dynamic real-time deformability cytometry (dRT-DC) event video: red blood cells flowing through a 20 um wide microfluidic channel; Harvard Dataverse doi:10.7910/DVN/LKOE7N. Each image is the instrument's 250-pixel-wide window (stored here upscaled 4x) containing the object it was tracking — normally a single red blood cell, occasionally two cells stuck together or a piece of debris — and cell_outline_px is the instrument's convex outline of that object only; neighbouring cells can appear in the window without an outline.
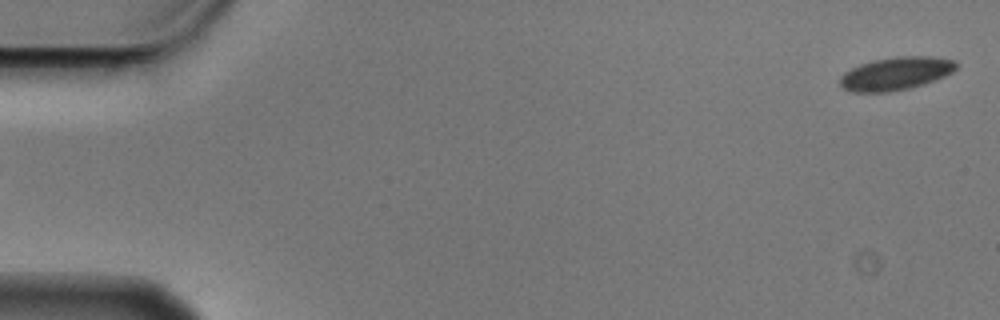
{"species": "Egyptian fruit bat (a non-hibernating species)", "species_latin": "Rousettus aegyptiacus", "temperature_condition": "cold", "stored_images_in_passage": 3, "segment_of_instrument_passage": [2, 2], "camera_frame_rate_fps": 3000, "um_per_image_px": 0.085, "animal": {"sex": "male"}, "frame": {"image": 1, "passage_image": 3, "time_ms": 0.667, "image_size_px": [1000, 320], "cell_outline_px": [[956, 68], [952, 72], [944, 76], [924, 84], [908, 88], [888, 92], [852, 92], [844, 88], [840, 84], [840, 76], [844, 72], [860, 64], [872, 60], [896, 56], [932, 56], [956, 60]], "centroid_in_image_um": [76.14, 6.24], "position_along_channel_um": 8.9, "area_um2": 22.37}}